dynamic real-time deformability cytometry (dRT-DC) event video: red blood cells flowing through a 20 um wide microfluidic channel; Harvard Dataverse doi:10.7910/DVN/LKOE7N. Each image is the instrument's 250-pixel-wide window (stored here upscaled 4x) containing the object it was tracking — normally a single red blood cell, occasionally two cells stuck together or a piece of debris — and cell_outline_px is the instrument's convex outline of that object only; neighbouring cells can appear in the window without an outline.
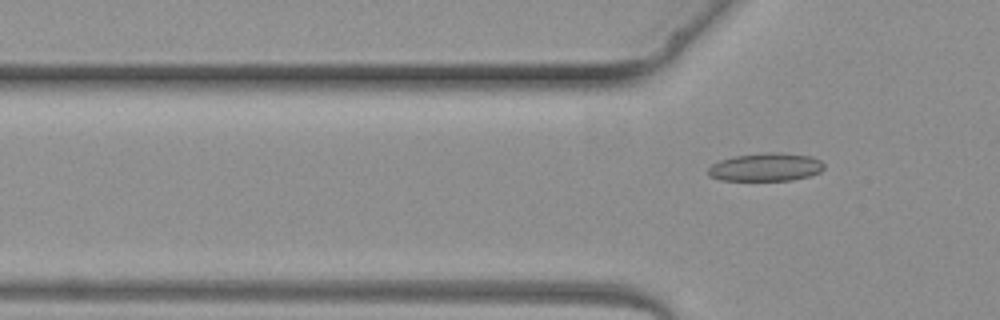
{"species": "common noctule bat (a hibernating species)", "species_latin": "Nyctalus noctula", "temperature_condition": "warm", "stored_images_in_passage": 2, "camera_frame_rate_fps": 3000, "um_per_image_px": 0.085, "animal": {"sex": "female", "body_mass_g": 19.3, "forearm_length_mm": 54.1}, "frame": {"image": 1, "passage_image": 2, "time_ms": 1.333, "image_size_px": [1000, 320], "cell_outline_px": [[824, 168], [820, 172], [812, 176], [792, 180], [720, 180], [708, 176], [708, 168], [712, 164], [720, 160], [736, 156], [768, 152], [780, 152], [812, 156], [820, 160], [824, 164]], "centroid_in_image_um": [65.12, 14.21], "position_along_channel_um": 60.7, "area_um2": 19.13}}